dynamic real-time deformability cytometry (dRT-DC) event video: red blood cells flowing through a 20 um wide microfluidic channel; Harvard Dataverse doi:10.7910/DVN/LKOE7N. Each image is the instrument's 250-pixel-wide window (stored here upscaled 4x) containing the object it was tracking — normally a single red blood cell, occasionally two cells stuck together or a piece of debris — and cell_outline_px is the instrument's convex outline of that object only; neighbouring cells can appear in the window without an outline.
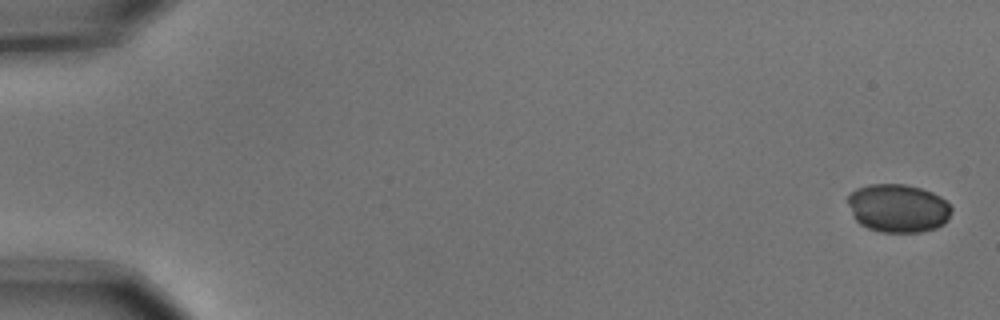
{"species": "common noctule bat (a hibernating species)", "species_latin": "Nyctalus noctula", "temperature_condition": "cold", "stored_images_in_passage": 5, "camera_frame_rate_fps": 3000, "um_per_image_px": 0.085, "animal": {"sex": "male", "body_mass_g": 15.6}, "frame": {"image": 1, "passage_image": 1, "time_ms": 0.0, "image_size_px": [1000, 320], "cell_outline_px": [[952, 212], [948, 220], [944, 224], [936, 228], [920, 232], [880, 232], [868, 228], [860, 224], [856, 220], [848, 204], [848, 196], [856, 188], [868, 184], [904, 184], [920, 188], [932, 192], [940, 196], [952, 208]], "centroid_in_image_um": [76.34, 17.7], "position_along_channel_um": 8.7, "area_um2": 29.25}}
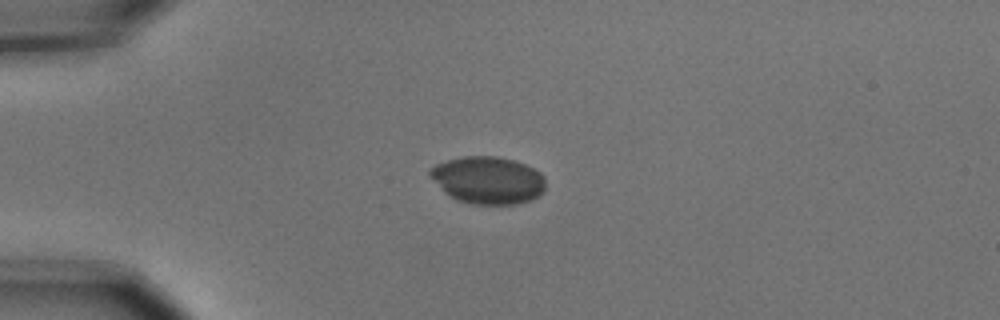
{"frame": {"image": 2, "passage_image": 4, "time_ms": 1.0, "image_size_px": [1000, 320], "cell_outline_px": [[544, 192], [528, 200], [516, 204], [468, 204], [456, 200], [444, 192], [428, 176], [428, 172], [436, 164], [448, 160], [464, 156], [496, 156], [512, 160], [524, 164], [540, 172], [544, 176]], "centroid_in_image_um": [41.43, 15.32], "position_along_channel_um": 43.6, "area_um2": 31.85}}